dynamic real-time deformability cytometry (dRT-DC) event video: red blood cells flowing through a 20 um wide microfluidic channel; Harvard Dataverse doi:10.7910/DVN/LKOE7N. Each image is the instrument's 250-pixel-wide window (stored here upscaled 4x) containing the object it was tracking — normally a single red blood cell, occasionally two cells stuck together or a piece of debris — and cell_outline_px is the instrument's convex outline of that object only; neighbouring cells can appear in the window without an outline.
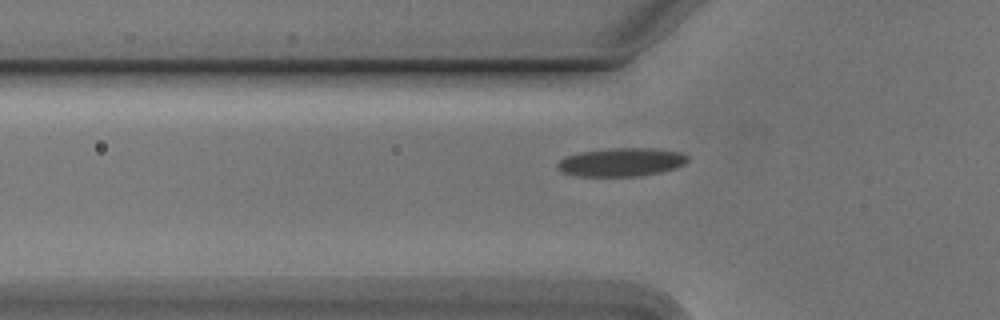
{"species": "Egyptian fruit bat (a non-hibernating species)", "species_latin": "Rousettus aegyptiacus", "temperature_condition": "cold", "stored_images_in_passage": 38, "camera_frame_rate_fps": 3000, "um_per_image_px": 0.085, "animal": {"sex": "male"}, "frame": {"image": 1, "passage_image": 6, "time_ms": 1.667, "image_size_px": [1000, 320], "cell_outline_px": [[688, 160], [684, 164], [676, 168], [660, 172], [640, 176], [576, 176], [564, 172], [556, 168], [556, 164], [560, 160], [568, 156], [580, 152], [612, 148], [652, 148], [680, 152], [688, 156]], "centroid_in_image_um": [52.82, 13.78], "position_along_channel_um": 73.0, "area_um2": 21.5}}
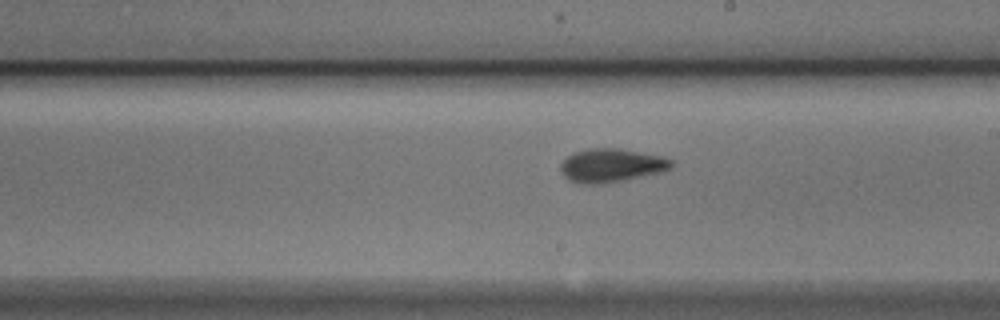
{"frame": {"image": 2, "passage_image": 19, "time_ms": 6.0, "image_size_px": [1000, 320], "cell_outline_px": [[672, 168], [660, 172], [624, 180], [604, 184], [580, 184], [568, 180], [560, 172], [560, 164], [572, 152], [588, 148], [620, 148], [664, 156], [672, 160]], "centroid_in_image_um": [51.94, 14.06], "position_along_channel_um": 237.1, "area_um2": 21.96}}
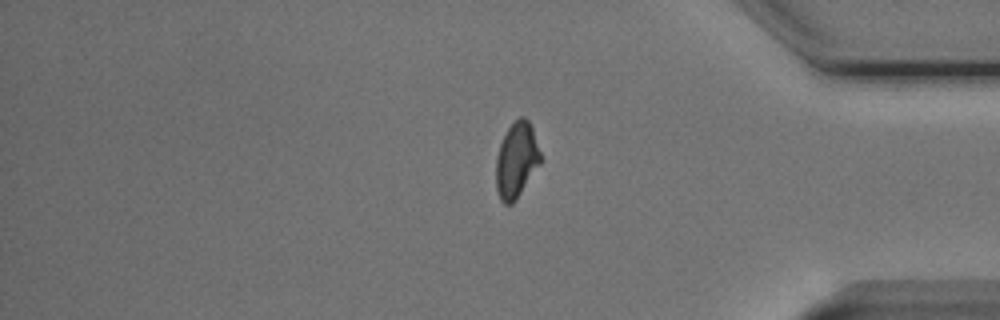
{"frame": {"image": 3, "passage_image": 33, "time_ms": 10.667, "image_size_px": [1000, 320], "cell_outline_px": [[540, 164], [516, 200], [512, 204], [504, 204], [500, 200], [496, 192], [496, 156], [500, 144], [508, 128], [520, 116], [524, 116], [528, 120], [532, 128], [540, 152]], "centroid_in_image_um": [43.88, 13.64], "position_along_channel_um": 391.3, "area_um2": 19.48}}